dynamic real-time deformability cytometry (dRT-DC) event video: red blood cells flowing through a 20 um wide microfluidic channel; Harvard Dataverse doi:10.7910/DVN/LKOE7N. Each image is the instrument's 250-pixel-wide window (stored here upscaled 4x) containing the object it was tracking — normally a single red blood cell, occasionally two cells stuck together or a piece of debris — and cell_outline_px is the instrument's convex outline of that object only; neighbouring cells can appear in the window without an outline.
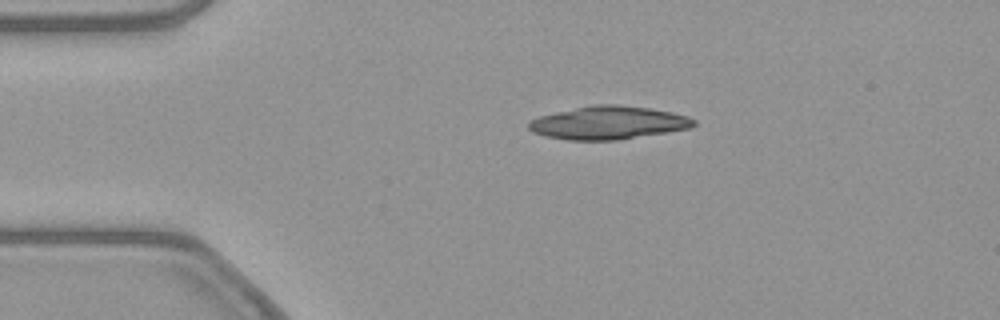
{"species": "common noctule bat (a hibernating species)", "species_latin": "Nyctalus noctula", "temperature_condition": "warm", "stored_images_in_passage": 9, "camera_frame_rate_fps": 3000, "um_per_image_px": 0.085, "animal": {"sex": "female", "body_mass_g": 21.9}, "frame": {"image": 1, "passage_image": 1, "time_ms": 0.0, "image_size_px": [1000, 320], "cell_outline_px": [[696, 124], [692, 128], [616, 140], [568, 140], [548, 136], [532, 132], [528, 128], [528, 124], [532, 120], [540, 116], [556, 112], [592, 104], [616, 104], [648, 108], [672, 112], [688, 116], [696, 120]], "centroid_in_image_um": [51.74, 10.43], "position_along_channel_um": 33.3, "area_um2": 31.73}}
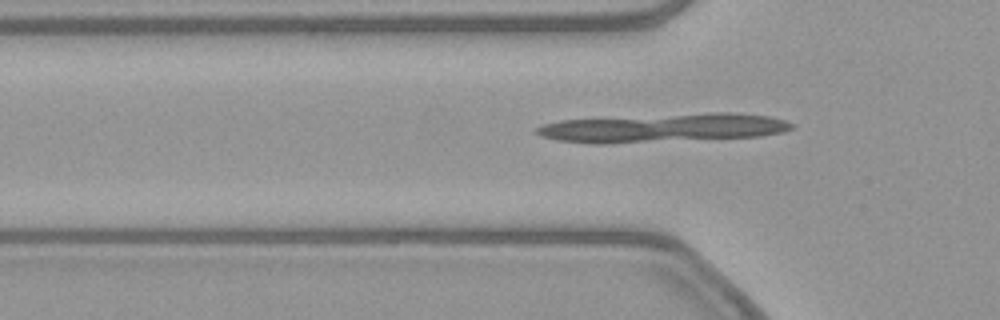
{"frame": {"image": 2, "passage_image": 7, "time_ms": 2.0, "image_size_px": [1000, 320], "cell_outline_px": [[684, 280], [476, 260], [476, 256], [656, 256], [676, 268], [680, 272]], "centroid_in_image_um": [50.83, 22.47], "position_along_channel_um": 75.0, "area_um2": 19.19}}